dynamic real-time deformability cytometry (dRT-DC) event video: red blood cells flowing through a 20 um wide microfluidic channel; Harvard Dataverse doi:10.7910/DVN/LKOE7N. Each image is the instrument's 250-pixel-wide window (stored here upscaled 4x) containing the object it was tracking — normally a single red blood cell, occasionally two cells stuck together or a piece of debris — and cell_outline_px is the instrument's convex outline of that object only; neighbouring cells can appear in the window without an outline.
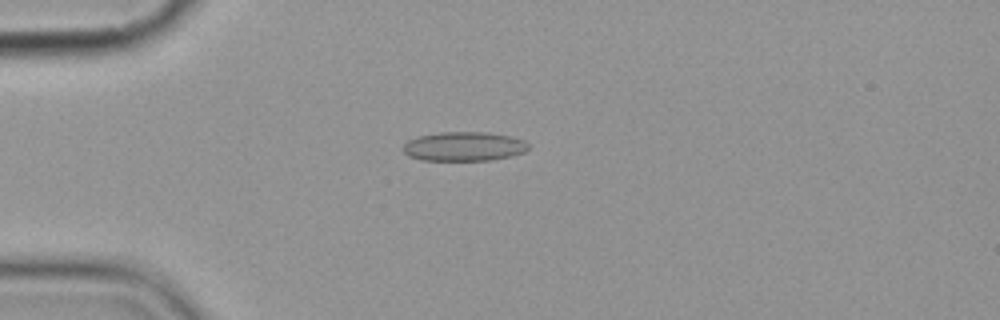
{"species": "common noctule bat (a hibernating species)", "species_latin": "Nyctalus noctula", "temperature_condition": "cold", "stored_images_in_passage": 11, "camera_frame_rate_fps": 3000, "um_per_image_px": 0.085, "animal": {"sex": "female", "body_mass_g": 19.9}, "frame": {"image": 1, "passage_image": 4, "time_ms": 4.333, "image_size_px": [1000, 320], "cell_outline_px": [[528, 148], [524, 152], [512, 156], [492, 160], [420, 160], [408, 156], [400, 148], [408, 140], [420, 136], [440, 132], [488, 132], [512, 136], [524, 140], [528, 144]], "centroid_in_image_um": [39.43, 12.44], "position_along_channel_um": 45.6, "area_um2": 21.5}}
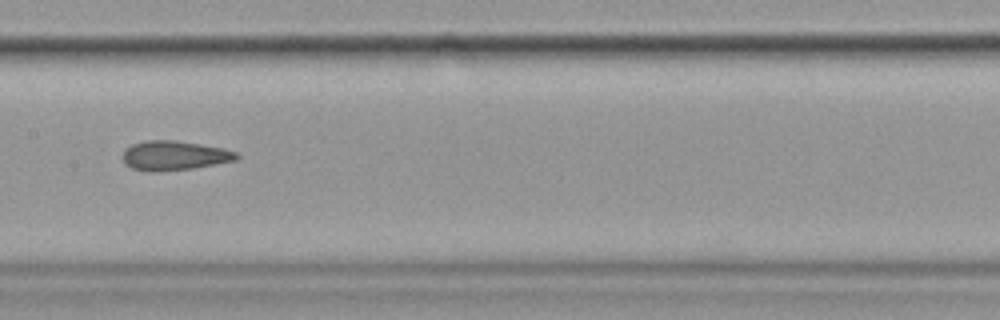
{"frame": {"image": 2, "passage_image": 8, "time_ms": 9.0, "image_size_px": [1000, 320], "cell_outline_px": [[240, 156], [236, 160], [192, 168], [156, 172], [148, 172], [132, 168], [124, 164], [124, 148], [132, 144], [148, 140], [176, 140], [224, 148], [236, 152]], "centroid_in_image_um": [14.8, 13.22], "position_along_channel_um": 192.6, "area_um2": 19.54}}
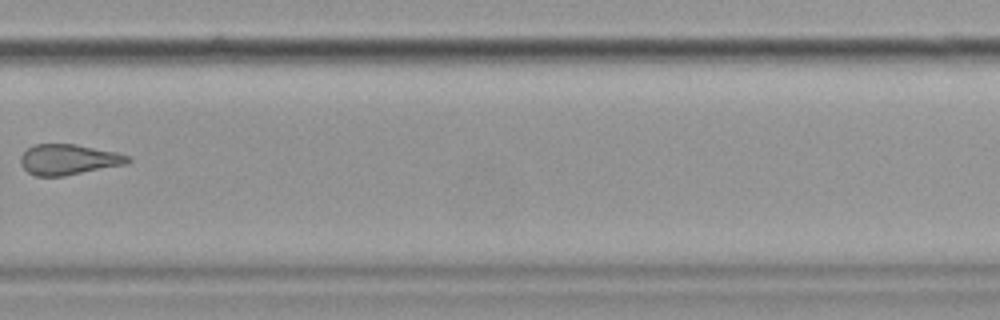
{"frame": {"image": 3, "passage_image": 11, "time_ms": 12.667, "image_size_px": [1000, 320], "cell_outline_px": [[132, 160], [128, 164], [64, 176], [36, 176], [28, 172], [20, 164], [20, 156], [28, 148], [36, 144], [76, 144], [116, 152], [128, 156]], "centroid_in_image_um": [5.83, 13.56], "position_along_channel_um": 324.0, "area_um2": 19.13}}